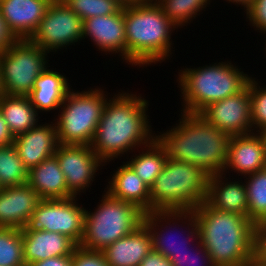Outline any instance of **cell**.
<instances>
[{
    "mask_svg": "<svg viewBox=\"0 0 266 266\" xmlns=\"http://www.w3.org/2000/svg\"><path fill=\"white\" fill-rule=\"evenodd\" d=\"M143 97L141 93L121 90L107 99L90 145L105 165L121 157L126 160L130 153L156 138L148 116L150 102Z\"/></svg>",
    "mask_w": 266,
    "mask_h": 266,
    "instance_id": "obj_1",
    "label": "cell"
},
{
    "mask_svg": "<svg viewBox=\"0 0 266 266\" xmlns=\"http://www.w3.org/2000/svg\"><path fill=\"white\" fill-rule=\"evenodd\" d=\"M176 122L156 133L168 158L194 164L210 176L222 173L228 161L230 136L197 113L181 112Z\"/></svg>",
    "mask_w": 266,
    "mask_h": 266,
    "instance_id": "obj_2",
    "label": "cell"
},
{
    "mask_svg": "<svg viewBox=\"0 0 266 266\" xmlns=\"http://www.w3.org/2000/svg\"><path fill=\"white\" fill-rule=\"evenodd\" d=\"M124 21L128 65L144 69L172 60V54H175L172 37L179 28L155 0H143L124 7Z\"/></svg>",
    "mask_w": 266,
    "mask_h": 266,
    "instance_id": "obj_3",
    "label": "cell"
},
{
    "mask_svg": "<svg viewBox=\"0 0 266 266\" xmlns=\"http://www.w3.org/2000/svg\"><path fill=\"white\" fill-rule=\"evenodd\" d=\"M193 211L199 241L215 266H245L253 259L255 225L248 217L217 210L206 201Z\"/></svg>",
    "mask_w": 266,
    "mask_h": 266,
    "instance_id": "obj_4",
    "label": "cell"
},
{
    "mask_svg": "<svg viewBox=\"0 0 266 266\" xmlns=\"http://www.w3.org/2000/svg\"><path fill=\"white\" fill-rule=\"evenodd\" d=\"M223 61L199 67L183 66L178 70L175 78L182 101L179 112L200 114L210 104L237 94L247 86L253 74L248 75L236 62Z\"/></svg>",
    "mask_w": 266,
    "mask_h": 266,
    "instance_id": "obj_5",
    "label": "cell"
},
{
    "mask_svg": "<svg viewBox=\"0 0 266 266\" xmlns=\"http://www.w3.org/2000/svg\"><path fill=\"white\" fill-rule=\"evenodd\" d=\"M209 177L201 167L168 158L150 186V212L194 210L206 201Z\"/></svg>",
    "mask_w": 266,
    "mask_h": 266,
    "instance_id": "obj_6",
    "label": "cell"
},
{
    "mask_svg": "<svg viewBox=\"0 0 266 266\" xmlns=\"http://www.w3.org/2000/svg\"><path fill=\"white\" fill-rule=\"evenodd\" d=\"M100 199L95 209H85L83 236L78 245L84 249L103 251L143 224L145 213L132 203L117 199L105 190Z\"/></svg>",
    "mask_w": 266,
    "mask_h": 266,
    "instance_id": "obj_7",
    "label": "cell"
},
{
    "mask_svg": "<svg viewBox=\"0 0 266 266\" xmlns=\"http://www.w3.org/2000/svg\"><path fill=\"white\" fill-rule=\"evenodd\" d=\"M94 87V88H93ZM103 86L85 90L71 88L53 121L59 144L91 145L110 93Z\"/></svg>",
    "mask_w": 266,
    "mask_h": 266,
    "instance_id": "obj_8",
    "label": "cell"
},
{
    "mask_svg": "<svg viewBox=\"0 0 266 266\" xmlns=\"http://www.w3.org/2000/svg\"><path fill=\"white\" fill-rule=\"evenodd\" d=\"M50 53L29 39H16L0 53V89L9 96H28L50 65Z\"/></svg>",
    "mask_w": 266,
    "mask_h": 266,
    "instance_id": "obj_9",
    "label": "cell"
},
{
    "mask_svg": "<svg viewBox=\"0 0 266 266\" xmlns=\"http://www.w3.org/2000/svg\"><path fill=\"white\" fill-rule=\"evenodd\" d=\"M143 224L150 232L152 250L167 258L189 251L199 241L193 210L151 211L144 214Z\"/></svg>",
    "mask_w": 266,
    "mask_h": 266,
    "instance_id": "obj_10",
    "label": "cell"
},
{
    "mask_svg": "<svg viewBox=\"0 0 266 266\" xmlns=\"http://www.w3.org/2000/svg\"><path fill=\"white\" fill-rule=\"evenodd\" d=\"M29 40L50 54H58L83 41V20L65 2L53 0Z\"/></svg>",
    "mask_w": 266,
    "mask_h": 266,
    "instance_id": "obj_11",
    "label": "cell"
},
{
    "mask_svg": "<svg viewBox=\"0 0 266 266\" xmlns=\"http://www.w3.org/2000/svg\"><path fill=\"white\" fill-rule=\"evenodd\" d=\"M77 197L40 200L28 226L68 236L77 245L83 236L85 209Z\"/></svg>",
    "mask_w": 266,
    "mask_h": 266,
    "instance_id": "obj_12",
    "label": "cell"
},
{
    "mask_svg": "<svg viewBox=\"0 0 266 266\" xmlns=\"http://www.w3.org/2000/svg\"><path fill=\"white\" fill-rule=\"evenodd\" d=\"M54 156L64 174L68 193L79 199L91 189L99 170L102 172L106 166L90 145L59 144Z\"/></svg>",
    "mask_w": 266,
    "mask_h": 266,
    "instance_id": "obj_13",
    "label": "cell"
},
{
    "mask_svg": "<svg viewBox=\"0 0 266 266\" xmlns=\"http://www.w3.org/2000/svg\"><path fill=\"white\" fill-rule=\"evenodd\" d=\"M200 115L230 137L252 133L248 85L237 94L210 104Z\"/></svg>",
    "mask_w": 266,
    "mask_h": 266,
    "instance_id": "obj_14",
    "label": "cell"
},
{
    "mask_svg": "<svg viewBox=\"0 0 266 266\" xmlns=\"http://www.w3.org/2000/svg\"><path fill=\"white\" fill-rule=\"evenodd\" d=\"M90 40L96 51L110 56H118L127 63L124 7L117 13L91 17L83 21V40ZM113 54V55H112Z\"/></svg>",
    "mask_w": 266,
    "mask_h": 266,
    "instance_id": "obj_15",
    "label": "cell"
},
{
    "mask_svg": "<svg viewBox=\"0 0 266 266\" xmlns=\"http://www.w3.org/2000/svg\"><path fill=\"white\" fill-rule=\"evenodd\" d=\"M266 168L265 142L261 133L252 132L230 137L228 161L223 174L244 178ZM236 175H234V173ZM232 173V175L230 174ZM238 175V176H237ZM235 176V178L233 177Z\"/></svg>",
    "mask_w": 266,
    "mask_h": 266,
    "instance_id": "obj_16",
    "label": "cell"
},
{
    "mask_svg": "<svg viewBox=\"0 0 266 266\" xmlns=\"http://www.w3.org/2000/svg\"><path fill=\"white\" fill-rule=\"evenodd\" d=\"M51 120L48 123L40 121L35 127L14 138L13 145L28 170L54 156L57 150V129Z\"/></svg>",
    "mask_w": 266,
    "mask_h": 266,
    "instance_id": "obj_17",
    "label": "cell"
},
{
    "mask_svg": "<svg viewBox=\"0 0 266 266\" xmlns=\"http://www.w3.org/2000/svg\"><path fill=\"white\" fill-rule=\"evenodd\" d=\"M38 193L27 183L0 189V227L22 229L29 224L40 202Z\"/></svg>",
    "mask_w": 266,
    "mask_h": 266,
    "instance_id": "obj_18",
    "label": "cell"
},
{
    "mask_svg": "<svg viewBox=\"0 0 266 266\" xmlns=\"http://www.w3.org/2000/svg\"><path fill=\"white\" fill-rule=\"evenodd\" d=\"M53 0H0V12L16 39H29Z\"/></svg>",
    "mask_w": 266,
    "mask_h": 266,
    "instance_id": "obj_19",
    "label": "cell"
},
{
    "mask_svg": "<svg viewBox=\"0 0 266 266\" xmlns=\"http://www.w3.org/2000/svg\"><path fill=\"white\" fill-rule=\"evenodd\" d=\"M23 239V257L26 266L51 257L72 255L78 246L68 236L30 228L21 229Z\"/></svg>",
    "mask_w": 266,
    "mask_h": 266,
    "instance_id": "obj_20",
    "label": "cell"
},
{
    "mask_svg": "<svg viewBox=\"0 0 266 266\" xmlns=\"http://www.w3.org/2000/svg\"><path fill=\"white\" fill-rule=\"evenodd\" d=\"M206 202L217 210L248 217L247 189L242 178L233 180L223 173L211 175Z\"/></svg>",
    "mask_w": 266,
    "mask_h": 266,
    "instance_id": "obj_21",
    "label": "cell"
},
{
    "mask_svg": "<svg viewBox=\"0 0 266 266\" xmlns=\"http://www.w3.org/2000/svg\"><path fill=\"white\" fill-rule=\"evenodd\" d=\"M53 69L51 66H48L40 74L35 81L34 88L28 95L31 104L39 114L54 113V111L56 113L72 88L68 77L59 70H56V68Z\"/></svg>",
    "mask_w": 266,
    "mask_h": 266,
    "instance_id": "obj_22",
    "label": "cell"
},
{
    "mask_svg": "<svg viewBox=\"0 0 266 266\" xmlns=\"http://www.w3.org/2000/svg\"><path fill=\"white\" fill-rule=\"evenodd\" d=\"M116 168L117 170L114 169V173H110V177L106 179L108 184L104 190L117 199L132 203L144 213H149L150 187L136 175L126 162L123 161Z\"/></svg>",
    "mask_w": 266,
    "mask_h": 266,
    "instance_id": "obj_23",
    "label": "cell"
},
{
    "mask_svg": "<svg viewBox=\"0 0 266 266\" xmlns=\"http://www.w3.org/2000/svg\"><path fill=\"white\" fill-rule=\"evenodd\" d=\"M152 250V238L142 224L134 232L118 239L103 250L109 266H139Z\"/></svg>",
    "mask_w": 266,
    "mask_h": 266,
    "instance_id": "obj_24",
    "label": "cell"
},
{
    "mask_svg": "<svg viewBox=\"0 0 266 266\" xmlns=\"http://www.w3.org/2000/svg\"><path fill=\"white\" fill-rule=\"evenodd\" d=\"M27 184L38 193L41 200L72 197L68 193L64 174L55 156L29 169Z\"/></svg>",
    "mask_w": 266,
    "mask_h": 266,
    "instance_id": "obj_25",
    "label": "cell"
},
{
    "mask_svg": "<svg viewBox=\"0 0 266 266\" xmlns=\"http://www.w3.org/2000/svg\"><path fill=\"white\" fill-rule=\"evenodd\" d=\"M0 110L14 137L27 132L40 121L39 114L28 96L0 95Z\"/></svg>",
    "mask_w": 266,
    "mask_h": 266,
    "instance_id": "obj_26",
    "label": "cell"
},
{
    "mask_svg": "<svg viewBox=\"0 0 266 266\" xmlns=\"http://www.w3.org/2000/svg\"><path fill=\"white\" fill-rule=\"evenodd\" d=\"M130 156L126 157L127 161L125 162L148 187L161 173L168 159L166 149L157 138L150 144L141 147L140 150H135L134 154L132 152Z\"/></svg>",
    "mask_w": 266,
    "mask_h": 266,
    "instance_id": "obj_27",
    "label": "cell"
},
{
    "mask_svg": "<svg viewBox=\"0 0 266 266\" xmlns=\"http://www.w3.org/2000/svg\"><path fill=\"white\" fill-rule=\"evenodd\" d=\"M163 13L178 28L193 23L202 11L206 12L212 0H155ZM208 7V8H207Z\"/></svg>",
    "mask_w": 266,
    "mask_h": 266,
    "instance_id": "obj_28",
    "label": "cell"
},
{
    "mask_svg": "<svg viewBox=\"0 0 266 266\" xmlns=\"http://www.w3.org/2000/svg\"><path fill=\"white\" fill-rule=\"evenodd\" d=\"M247 189L248 219L254 224L266 217V168L244 177Z\"/></svg>",
    "mask_w": 266,
    "mask_h": 266,
    "instance_id": "obj_29",
    "label": "cell"
},
{
    "mask_svg": "<svg viewBox=\"0 0 266 266\" xmlns=\"http://www.w3.org/2000/svg\"><path fill=\"white\" fill-rule=\"evenodd\" d=\"M28 169L19 158L13 144L0 146V187H11L27 183Z\"/></svg>",
    "mask_w": 266,
    "mask_h": 266,
    "instance_id": "obj_30",
    "label": "cell"
},
{
    "mask_svg": "<svg viewBox=\"0 0 266 266\" xmlns=\"http://www.w3.org/2000/svg\"><path fill=\"white\" fill-rule=\"evenodd\" d=\"M0 266H26L20 229L0 227Z\"/></svg>",
    "mask_w": 266,
    "mask_h": 266,
    "instance_id": "obj_31",
    "label": "cell"
},
{
    "mask_svg": "<svg viewBox=\"0 0 266 266\" xmlns=\"http://www.w3.org/2000/svg\"><path fill=\"white\" fill-rule=\"evenodd\" d=\"M253 75L248 88L250 93L251 126L252 132H262L266 130V85ZM263 84V86H261Z\"/></svg>",
    "mask_w": 266,
    "mask_h": 266,
    "instance_id": "obj_32",
    "label": "cell"
},
{
    "mask_svg": "<svg viewBox=\"0 0 266 266\" xmlns=\"http://www.w3.org/2000/svg\"><path fill=\"white\" fill-rule=\"evenodd\" d=\"M67 6L83 21L117 13L122 6L115 0H66Z\"/></svg>",
    "mask_w": 266,
    "mask_h": 266,
    "instance_id": "obj_33",
    "label": "cell"
},
{
    "mask_svg": "<svg viewBox=\"0 0 266 266\" xmlns=\"http://www.w3.org/2000/svg\"><path fill=\"white\" fill-rule=\"evenodd\" d=\"M169 259L173 266H215L200 241L189 248V251L172 254Z\"/></svg>",
    "mask_w": 266,
    "mask_h": 266,
    "instance_id": "obj_34",
    "label": "cell"
},
{
    "mask_svg": "<svg viewBox=\"0 0 266 266\" xmlns=\"http://www.w3.org/2000/svg\"><path fill=\"white\" fill-rule=\"evenodd\" d=\"M72 266H109L103 251L77 246L72 253Z\"/></svg>",
    "mask_w": 266,
    "mask_h": 266,
    "instance_id": "obj_35",
    "label": "cell"
},
{
    "mask_svg": "<svg viewBox=\"0 0 266 266\" xmlns=\"http://www.w3.org/2000/svg\"><path fill=\"white\" fill-rule=\"evenodd\" d=\"M246 22L255 32H266V0H253L251 6L244 12Z\"/></svg>",
    "mask_w": 266,
    "mask_h": 266,
    "instance_id": "obj_36",
    "label": "cell"
},
{
    "mask_svg": "<svg viewBox=\"0 0 266 266\" xmlns=\"http://www.w3.org/2000/svg\"><path fill=\"white\" fill-rule=\"evenodd\" d=\"M253 260L266 266V225H255Z\"/></svg>",
    "mask_w": 266,
    "mask_h": 266,
    "instance_id": "obj_37",
    "label": "cell"
},
{
    "mask_svg": "<svg viewBox=\"0 0 266 266\" xmlns=\"http://www.w3.org/2000/svg\"><path fill=\"white\" fill-rule=\"evenodd\" d=\"M139 266H173L170 259L151 250L141 261Z\"/></svg>",
    "mask_w": 266,
    "mask_h": 266,
    "instance_id": "obj_38",
    "label": "cell"
},
{
    "mask_svg": "<svg viewBox=\"0 0 266 266\" xmlns=\"http://www.w3.org/2000/svg\"><path fill=\"white\" fill-rule=\"evenodd\" d=\"M27 266H72V255L51 257Z\"/></svg>",
    "mask_w": 266,
    "mask_h": 266,
    "instance_id": "obj_39",
    "label": "cell"
},
{
    "mask_svg": "<svg viewBox=\"0 0 266 266\" xmlns=\"http://www.w3.org/2000/svg\"><path fill=\"white\" fill-rule=\"evenodd\" d=\"M15 40L16 38L8 30L5 20L2 18L0 12V53L8 48Z\"/></svg>",
    "mask_w": 266,
    "mask_h": 266,
    "instance_id": "obj_40",
    "label": "cell"
},
{
    "mask_svg": "<svg viewBox=\"0 0 266 266\" xmlns=\"http://www.w3.org/2000/svg\"><path fill=\"white\" fill-rule=\"evenodd\" d=\"M14 136L11 133L7 121L3 117V114L0 110V146H8L13 144Z\"/></svg>",
    "mask_w": 266,
    "mask_h": 266,
    "instance_id": "obj_41",
    "label": "cell"
},
{
    "mask_svg": "<svg viewBox=\"0 0 266 266\" xmlns=\"http://www.w3.org/2000/svg\"><path fill=\"white\" fill-rule=\"evenodd\" d=\"M214 1V0H213ZM225 1L228 3V4H233V5H236L237 7H242L240 9H243L244 12L251 6L253 0H224V3Z\"/></svg>",
    "mask_w": 266,
    "mask_h": 266,
    "instance_id": "obj_42",
    "label": "cell"
},
{
    "mask_svg": "<svg viewBox=\"0 0 266 266\" xmlns=\"http://www.w3.org/2000/svg\"><path fill=\"white\" fill-rule=\"evenodd\" d=\"M116 2H118L122 7H126L130 4L136 3V2H140L143 0H115Z\"/></svg>",
    "mask_w": 266,
    "mask_h": 266,
    "instance_id": "obj_43",
    "label": "cell"
},
{
    "mask_svg": "<svg viewBox=\"0 0 266 266\" xmlns=\"http://www.w3.org/2000/svg\"><path fill=\"white\" fill-rule=\"evenodd\" d=\"M245 266H265V265L259 264L255 260L252 259Z\"/></svg>",
    "mask_w": 266,
    "mask_h": 266,
    "instance_id": "obj_44",
    "label": "cell"
},
{
    "mask_svg": "<svg viewBox=\"0 0 266 266\" xmlns=\"http://www.w3.org/2000/svg\"><path fill=\"white\" fill-rule=\"evenodd\" d=\"M261 133V136L263 137V140L265 142V152H266V130L260 132Z\"/></svg>",
    "mask_w": 266,
    "mask_h": 266,
    "instance_id": "obj_45",
    "label": "cell"
},
{
    "mask_svg": "<svg viewBox=\"0 0 266 266\" xmlns=\"http://www.w3.org/2000/svg\"><path fill=\"white\" fill-rule=\"evenodd\" d=\"M256 225H266V217H265V219L262 222H260V223H258Z\"/></svg>",
    "mask_w": 266,
    "mask_h": 266,
    "instance_id": "obj_46",
    "label": "cell"
},
{
    "mask_svg": "<svg viewBox=\"0 0 266 266\" xmlns=\"http://www.w3.org/2000/svg\"><path fill=\"white\" fill-rule=\"evenodd\" d=\"M261 35H265L266 36V32H264L263 34H261ZM265 42H266V40H265ZM264 46H266V43H265V45ZM264 49H265V54H266V47H264Z\"/></svg>",
    "mask_w": 266,
    "mask_h": 266,
    "instance_id": "obj_47",
    "label": "cell"
},
{
    "mask_svg": "<svg viewBox=\"0 0 266 266\" xmlns=\"http://www.w3.org/2000/svg\"><path fill=\"white\" fill-rule=\"evenodd\" d=\"M55 1H58V2H65L66 0H55Z\"/></svg>",
    "mask_w": 266,
    "mask_h": 266,
    "instance_id": "obj_48",
    "label": "cell"
}]
</instances>
